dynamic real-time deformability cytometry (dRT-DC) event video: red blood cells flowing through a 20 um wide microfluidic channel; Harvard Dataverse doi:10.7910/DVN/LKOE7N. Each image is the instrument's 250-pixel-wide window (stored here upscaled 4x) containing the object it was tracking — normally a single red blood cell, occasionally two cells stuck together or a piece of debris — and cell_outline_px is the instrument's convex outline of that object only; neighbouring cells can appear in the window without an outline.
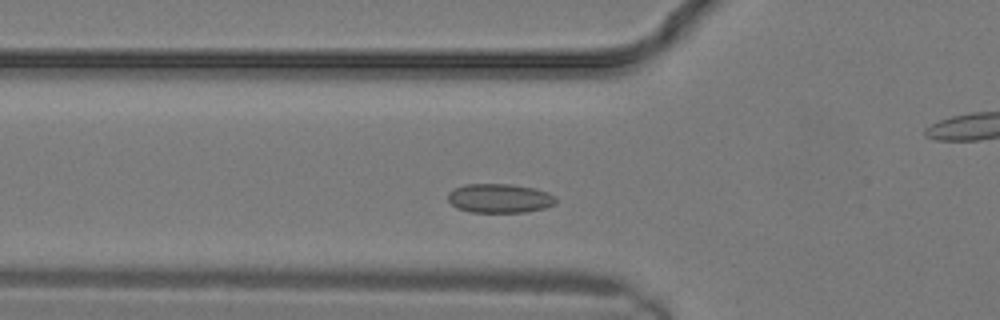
{"species": "common noctule bat (a hibernating species)", "species_latin": "Nyctalus noctula", "temperature_condition": "warm", "stored_images_in_passage": 13, "camera_frame_rate_fps": 3000, "um_per_image_px": 0.085, "animal": {"sex": "male", "body_mass_g": 19.2, "forearm_length_mm": 51.8}, "frame": {"image": 1, "passage_image": 4, "time_ms": 1.0, "image_size_px": [1000, 320], "cell_outline_px": [[556, 204], [544, 208], [524, 212], [468, 212], [456, 208], [448, 200], [448, 192], [464, 184], [512, 184], [532, 188], [548, 192], [556, 200]], "centroid_in_image_um": [42.43, 16.86], "position_along_channel_um": 83.4, "area_um2": 18.26}}